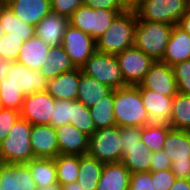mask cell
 I'll return each instance as SVG.
<instances>
[{"instance_id": "30bf717a", "label": "cell", "mask_w": 190, "mask_h": 190, "mask_svg": "<svg viewBox=\"0 0 190 190\" xmlns=\"http://www.w3.org/2000/svg\"><path fill=\"white\" fill-rule=\"evenodd\" d=\"M120 142L119 126L97 129L89 137L88 155L104 164L121 162L123 151Z\"/></svg>"}, {"instance_id": "f546056e", "label": "cell", "mask_w": 190, "mask_h": 190, "mask_svg": "<svg viewBox=\"0 0 190 190\" xmlns=\"http://www.w3.org/2000/svg\"><path fill=\"white\" fill-rule=\"evenodd\" d=\"M26 164L37 187H44L57 182V169L54 159L33 158Z\"/></svg>"}, {"instance_id": "6da1fadb", "label": "cell", "mask_w": 190, "mask_h": 190, "mask_svg": "<svg viewBox=\"0 0 190 190\" xmlns=\"http://www.w3.org/2000/svg\"><path fill=\"white\" fill-rule=\"evenodd\" d=\"M114 117L119 127H143L150 123L137 85L114 90Z\"/></svg>"}, {"instance_id": "d590c367", "label": "cell", "mask_w": 190, "mask_h": 190, "mask_svg": "<svg viewBox=\"0 0 190 190\" xmlns=\"http://www.w3.org/2000/svg\"><path fill=\"white\" fill-rule=\"evenodd\" d=\"M70 122H72V101L56 100L50 125L57 128Z\"/></svg>"}, {"instance_id": "2e32d148", "label": "cell", "mask_w": 190, "mask_h": 190, "mask_svg": "<svg viewBox=\"0 0 190 190\" xmlns=\"http://www.w3.org/2000/svg\"><path fill=\"white\" fill-rule=\"evenodd\" d=\"M26 163L0 162V190H36Z\"/></svg>"}, {"instance_id": "5bb4252c", "label": "cell", "mask_w": 190, "mask_h": 190, "mask_svg": "<svg viewBox=\"0 0 190 190\" xmlns=\"http://www.w3.org/2000/svg\"><path fill=\"white\" fill-rule=\"evenodd\" d=\"M56 100L47 92H34L24 98L20 117L32 125H50Z\"/></svg>"}, {"instance_id": "8992f818", "label": "cell", "mask_w": 190, "mask_h": 190, "mask_svg": "<svg viewBox=\"0 0 190 190\" xmlns=\"http://www.w3.org/2000/svg\"><path fill=\"white\" fill-rule=\"evenodd\" d=\"M123 9H93L80 6L69 17L70 25L89 34L96 42L111 26Z\"/></svg>"}, {"instance_id": "f35d334b", "label": "cell", "mask_w": 190, "mask_h": 190, "mask_svg": "<svg viewBox=\"0 0 190 190\" xmlns=\"http://www.w3.org/2000/svg\"><path fill=\"white\" fill-rule=\"evenodd\" d=\"M178 92L190 95V59L172 66Z\"/></svg>"}, {"instance_id": "8d00e7d4", "label": "cell", "mask_w": 190, "mask_h": 190, "mask_svg": "<svg viewBox=\"0 0 190 190\" xmlns=\"http://www.w3.org/2000/svg\"><path fill=\"white\" fill-rule=\"evenodd\" d=\"M25 96L13 86L0 87V102L2 108L21 111Z\"/></svg>"}, {"instance_id": "b9f144b4", "label": "cell", "mask_w": 190, "mask_h": 190, "mask_svg": "<svg viewBox=\"0 0 190 190\" xmlns=\"http://www.w3.org/2000/svg\"><path fill=\"white\" fill-rule=\"evenodd\" d=\"M51 12L70 17L72 13L83 5V0H50Z\"/></svg>"}, {"instance_id": "d6986e66", "label": "cell", "mask_w": 190, "mask_h": 190, "mask_svg": "<svg viewBox=\"0 0 190 190\" xmlns=\"http://www.w3.org/2000/svg\"><path fill=\"white\" fill-rule=\"evenodd\" d=\"M60 154L83 156L88 154L89 137L73 125L64 124L55 128Z\"/></svg>"}, {"instance_id": "44dd1931", "label": "cell", "mask_w": 190, "mask_h": 190, "mask_svg": "<svg viewBox=\"0 0 190 190\" xmlns=\"http://www.w3.org/2000/svg\"><path fill=\"white\" fill-rule=\"evenodd\" d=\"M190 59V35L178 25H174L160 62L169 66Z\"/></svg>"}, {"instance_id": "52a82bcc", "label": "cell", "mask_w": 190, "mask_h": 190, "mask_svg": "<svg viewBox=\"0 0 190 190\" xmlns=\"http://www.w3.org/2000/svg\"><path fill=\"white\" fill-rule=\"evenodd\" d=\"M81 71L83 74L107 85L112 90L128 86L124 82L118 59L114 54L95 51L81 66Z\"/></svg>"}, {"instance_id": "9a60e30c", "label": "cell", "mask_w": 190, "mask_h": 190, "mask_svg": "<svg viewBox=\"0 0 190 190\" xmlns=\"http://www.w3.org/2000/svg\"><path fill=\"white\" fill-rule=\"evenodd\" d=\"M140 89H150L165 97H174L178 93L173 68L160 61H155L137 85Z\"/></svg>"}, {"instance_id": "11a10c76", "label": "cell", "mask_w": 190, "mask_h": 190, "mask_svg": "<svg viewBox=\"0 0 190 190\" xmlns=\"http://www.w3.org/2000/svg\"><path fill=\"white\" fill-rule=\"evenodd\" d=\"M187 8L190 10V0H187Z\"/></svg>"}, {"instance_id": "9c48e42d", "label": "cell", "mask_w": 190, "mask_h": 190, "mask_svg": "<svg viewBox=\"0 0 190 190\" xmlns=\"http://www.w3.org/2000/svg\"><path fill=\"white\" fill-rule=\"evenodd\" d=\"M163 150L172 161L171 171L176 179L190 180V131L171 129Z\"/></svg>"}, {"instance_id": "db71d44e", "label": "cell", "mask_w": 190, "mask_h": 190, "mask_svg": "<svg viewBox=\"0 0 190 190\" xmlns=\"http://www.w3.org/2000/svg\"><path fill=\"white\" fill-rule=\"evenodd\" d=\"M10 0H0V5H5L9 2Z\"/></svg>"}, {"instance_id": "83f0119b", "label": "cell", "mask_w": 190, "mask_h": 190, "mask_svg": "<svg viewBox=\"0 0 190 190\" xmlns=\"http://www.w3.org/2000/svg\"><path fill=\"white\" fill-rule=\"evenodd\" d=\"M48 54L44 66L39 70L47 80L76 68L62 46L51 47Z\"/></svg>"}, {"instance_id": "7bdbcfd3", "label": "cell", "mask_w": 190, "mask_h": 190, "mask_svg": "<svg viewBox=\"0 0 190 190\" xmlns=\"http://www.w3.org/2000/svg\"><path fill=\"white\" fill-rule=\"evenodd\" d=\"M152 184V171L132 173L128 190H156Z\"/></svg>"}, {"instance_id": "cb8c5ba5", "label": "cell", "mask_w": 190, "mask_h": 190, "mask_svg": "<svg viewBox=\"0 0 190 190\" xmlns=\"http://www.w3.org/2000/svg\"><path fill=\"white\" fill-rule=\"evenodd\" d=\"M51 46L42 39L33 36L25 41L20 48L17 62L32 70H40L44 64Z\"/></svg>"}, {"instance_id": "c3c4849f", "label": "cell", "mask_w": 190, "mask_h": 190, "mask_svg": "<svg viewBox=\"0 0 190 190\" xmlns=\"http://www.w3.org/2000/svg\"><path fill=\"white\" fill-rule=\"evenodd\" d=\"M170 190H190V180L176 179Z\"/></svg>"}, {"instance_id": "603a6c76", "label": "cell", "mask_w": 190, "mask_h": 190, "mask_svg": "<svg viewBox=\"0 0 190 190\" xmlns=\"http://www.w3.org/2000/svg\"><path fill=\"white\" fill-rule=\"evenodd\" d=\"M5 5L19 19L34 27L51 12L50 0H10Z\"/></svg>"}, {"instance_id": "d6a6232c", "label": "cell", "mask_w": 190, "mask_h": 190, "mask_svg": "<svg viewBox=\"0 0 190 190\" xmlns=\"http://www.w3.org/2000/svg\"><path fill=\"white\" fill-rule=\"evenodd\" d=\"M57 169V182L62 186L74 183L79 177V156L59 154L54 158Z\"/></svg>"}, {"instance_id": "3957f363", "label": "cell", "mask_w": 190, "mask_h": 190, "mask_svg": "<svg viewBox=\"0 0 190 190\" xmlns=\"http://www.w3.org/2000/svg\"><path fill=\"white\" fill-rule=\"evenodd\" d=\"M142 127H120L121 163L130 173L150 172L153 152L141 139Z\"/></svg>"}, {"instance_id": "681fc988", "label": "cell", "mask_w": 190, "mask_h": 190, "mask_svg": "<svg viewBox=\"0 0 190 190\" xmlns=\"http://www.w3.org/2000/svg\"><path fill=\"white\" fill-rule=\"evenodd\" d=\"M178 26L190 35V10L180 19Z\"/></svg>"}, {"instance_id": "ee69618b", "label": "cell", "mask_w": 190, "mask_h": 190, "mask_svg": "<svg viewBox=\"0 0 190 190\" xmlns=\"http://www.w3.org/2000/svg\"><path fill=\"white\" fill-rule=\"evenodd\" d=\"M151 171H161L171 169L172 161L168 154L164 151L153 152Z\"/></svg>"}, {"instance_id": "8fae6325", "label": "cell", "mask_w": 190, "mask_h": 190, "mask_svg": "<svg viewBox=\"0 0 190 190\" xmlns=\"http://www.w3.org/2000/svg\"><path fill=\"white\" fill-rule=\"evenodd\" d=\"M120 71L127 85H138L155 62L142 50L132 46L123 52L117 53Z\"/></svg>"}, {"instance_id": "816d5d0a", "label": "cell", "mask_w": 190, "mask_h": 190, "mask_svg": "<svg viewBox=\"0 0 190 190\" xmlns=\"http://www.w3.org/2000/svg\"><path fill=\"white\" fill-rule=\"evenodd\" d=\"M36 190H62V186L58 182H55L48 186L37 187Z\"/></svg>"}, {"instance_id": "7a4b0ae2", "label": "cell", "mask_w": 190, "mask_h": 190, "mask_svg": "<svg viewBox=\"0 0 190 190\" xmlns=\"http://www.w3.org/2000/svg\"><path fill=\"white\" fill-rule=\"evenodd\" d=\"M137 15L133 11L120 13L105 33L96 41V51L107 54L123 52L134 46Z\"/></svg>"}, {"instance_id": "ab89813d", "label": "cell", "mask_w": 190, "mask_h": 190, "mask_svg": "<svg viewBox=\"0 0 190 190\" xmlns=\"http://www.w3.org/2000/svg\"><path fill=\"white\" fill-rule=\"evenodd\" d=\"M20 118V112L14 109L0 110V143L7 137L14 123Z\"/></svg>"}, {"instance_id": "f6af8a7d", "label": "cell", "mask_w": 190, "mask_h": 190, "mask_svg": "<svg viewBox=\"0 0 190 190\" xmlns=\"http://www.w3.org/2000/svg\"><path fill=\"white\" fill-rule=\"evenodd\" d=\"M83 5L93 9H122L117 0H83Z\"/></svg>"}, {"instance_id": "f5cc1de1", "label": "cell", "mask_w": 190, "mask_h": 190, "mask_svg": "<svg viewBox=\"0 0 190 190\" xmlns=\"http://www.w3.org/2000/svg\"><path fill=\"white\" fill-rule=\"evenodd\" d=\"M5 34L4 28L2 27L0 23V38Z\"/></svg>"}, {"instance_id": "f907efd6", "label": "cell", "mask_w": 190, "mask_h": 190, "mask_svg": "<svg viewBox=\"0 0 190 190\" xmlns=\"http://www.w3.org/2000/svg\"><path fill=\"white\" fill-rule=\"evenodd\" d=\"M62 190H83V188L76 181L74 183H67L65 185H62Z\"/></svg>"}, {"instance_id": "1f68e13d", "label": "cell", "mask_w": 190, "mask_h": 190, "mask_svg": "<svg viewBox=\"0 0 190 190\" xmlns=\"http://www.w3.org/2000/svg\"><path fill=\"white\" fill-rule=\"evenodd\" d=\"M169 125L175 130L190 131V95L178 92L173 97Z\"/></svg>"}, {"instance_id": "f1b7e54d", "label": "cell", "mask_w": 190, "mask_h": 190, "mask_svg": "<svg viewBox=\"0 0 190 190\" xmlns=\"http://www.w3.org/2000/svg\"><path fill=\"white\" fill-rule=\"evenodd\" d=\"M103 166V162L90 157L88 154L79 156V177L77 182L83 190H96Z\"/></svg>"}, {"instance_id": "836d02e7", "label": "cell", "mask_w": 190, "mask_h": 190, "mask_svg": "<svg viewBox=\"0 0 190 190\" xmlns=\"http://www.w3.org/2000/svg\"><path fill=\"white\" fill-rule=\"evenodd\" d=\"M171 126L166 123H149L142 127L141 141L152 152L163 150L167 133L171 130Z\"/></svg>"}, {"instance_id": "ac0fdd59", "label": "cell", "mask_w": 190, "mask_h": 190, "mask_svg": "<svg viewBox=\"0 0 190 190\" xmlns=\"http://www.w3.org/2000/svg\"><path fill=\"white\" fill-rule=\"evenodd\" d=\"M81 74V68L76 67L73 70L56 76L55 78H50L47 80L46 91L55 100L76 101Z\"/></svg>"}, {"instance_id": "e0dca14e", "label": "cell", "mask_w": 190, "mask_h": 190, "mask_svg": "<svg viewBox=\"0 0 190 190\" xmlns=\"http://www.w3.org/2000/svg\"><path fill=\"white\" fill-rule=\"evenodd\" d=\"M30 143L34 158L54 159L60 154L56 131L51 125H32Z\"/></svg>"}, {"instance_id": "277c9868", "label": "cell", "mask_w": 190, "mask_h": 190, "mask_svg": "<svg viewBox=\"0 0 190 190\" xmlns=\"http://www.w3.org/2000/svg\"><path fill=\"white\" fill-rule=\"evenodd\" d=\"M174 25L142 21L137 18L134 30V46L160 61L164 55Z\"/></svg>"}, {"instance_id": "7c38bea8", "label": "cell", "mask_w": 190, "mask_h": 190, "mask_svg": "<svg viewBox=\"0 0 190 190\" xmlns=\"http://www.w3.org/2000/svg\"><path fill=\"white\" fill-rule=\"evenodd\" d=\"M13 86L24 95L47 90V79L39 70H32L14 61L7 78L0 82V87Z\"/></svg>"}, {"instance_id": "ffe728a7", "label": "cell", "mask_w": 190, "mask_h": 190, "mask_svg": "<svg viewBox=\"0 0 190 190\" xmlns=\"http://www.w3.org/2000/svg\"><path fill=\"white\" fill-rule=\"evenodd\" d=\"M69 25V17L50 12L35 26V36L51 47L61 46Z\"/></svg>"}, {"instance_id": "bcb514c9", "label": "cell", "mask_w": 190, "mask_h": 190, "mask_svg": "<svg viewBox=\"0 0 190 190\" xmlns=\"http://www.w3.org/2000/svg\"><path fill=\"white\" fill-rule=\"evenodd\" d=\"M117 2L124 11L135 12L141 3V0H117Z\"/></svg>"}, {"instance_id": "4fadbf2b", "label": "cell", "mask_w": 190, "mask_h": 190, "mask_svg": "<svg viewBox=\"0 0 190 190\" xmlns=\"http://www.w3.org/2000/svg\"><path fill=\"white\" fill-rule=\"evenodd\" d=\"M61 46L75 67L81 66L96 51V42L89 34L69 25L63 35Z\"/></svg>"}, {"instance_id": "5b68a950", "label": "cell", "mask_w": 190, "mask_h": 190, "mask_svg": "<svg viewBox=\"0 0 190 190\" xmlns=\"http://www.w3.org/2000/svg\"><path fill=\"white\" fill-rule=\"evenodd\" d=\"M32 124L19 118L7 137L0 143V162L28 163L34 158L31 148Z\"/></svg>"}, {"instance_id": "484cf974", "label": "cell", "mask_w": 190, "mask_h": 190, "mask_svg": "<svg viewBox=\"0 0 190 190\" xmlns=\"http://www.w3.org/2000/svg\"><path fill=\"white\" fill-rule=\"evenodd\" d=\"M0 23L5 34L25 42L35 36V27L19 19L7 5H0Z\"/></svg>"}, {"instance_id": "4316f807", "label": "cell", "mask_w": 190, "mask_h": 190, "mask_svg": "<svg viewBox=\"0 0 190 190\" xmlns=\"http://www.w3.org/2000/svg\"><path fill=\"white\" fill-rule=\"evenodd\" d=\"M111 90L107 85L82 73L78 85L77 101L90 108L97 104Z\"/></svg>"}, {"instance_id": "60d3db41", "label": "cell", "mask_w": 190, "mask_h": 190, "mask_svg": "<svg viewBox=\"0 0 190 190\" xmlns=\"http://www.w3.org/2000/svg\"><path fill=\"white\" fill-rule=\"evenodd\" d=\"M176 180L171 169L152 171V184L156 190H170Z\"/></svg>"}, {"instance_id": "74e56055", "label": "cell", "mask_w": 190, "mask_h": 190, "mask_svg": "<svg viewBox=\"0 0 190 190\" xmlns=\"http://www.w3.org/2000/svg\"><path fill=\"white\" fill-rule=\"evenodd\" d=\"M23 43L20 38L4 34L0 38V59L16 61Z\"/></svg>"}, {"instance_id": "7402d4cb", "label": "cell", "mask_w": 190, "mask_h": 190, "mask_svg": "<svg viewBox=\"0 0 190 190\" xmlns=\"http://www.w3.org/2000/svg\"><path fill=\"white\" fill-rule=\"evenodd\" d=\"M142 103L149 115L150 123L169 124L173 97H165L150 89H140Z\"/></svg>"}, {"instance_id": "ba28073f", "label": "cell", "mask_w": 190, "mask_h": 190, "mask_svg": "<svg viewBox=\"0 0 190 190\" xmlns=\"http://www.w3.org/2000/svg\"><path fill=\"white\" fill-rule=\"evenodd\" d=\"M187 10V0H141L135 13L142 21L178 25Z\"/></svg>"}, {"instance_id": "4dcf8cb0", "label": "cell", "mask_w": 190, "mask_h": 190, "mask_svg": "<svg viewBox=\"0 0 190 190\" xmlns=\"http://www.w3.org/2000/svg\"><path fill=\"white\" fill-rule=\"evenodd\" d=\"M89 109L96 130L116 126L114 117V90H111L97 104Z\"/></svg>"}, {"instance_id": "d4e9b609", "label": "cell", "mask_w": 190, "mask_h": 190, "mask_svg": "<svg viewBox=\"0 0 190 190\" xmlns=\"http://www.w3.org/2000/svg\"><path fill=\"white\" fill-rule=\"evenodd\" d=\"M130 171L121 163H105L96 190H128Z\"/></svg>"}, {"instance_id": "e575fe53", "label": "cell", "mask_w": 190, "mask_h": 190, "mask_svg": "<svg viewBox=\"0 0 190 190\" xmlns=\"http://www.w3.org/2000/svg\"><path fill=\"white\" fill-rule=\"evenodd\" d=\"M70 124L88 137L96 131L90 109L77 100L72 101V122Z\"/></svg>"}, {"instance_id": "7dc6e473", "label": "cell", "mask_w": 190, "mask_h": 190, "mask_svg": "<svg viewBox=\"0 0 190 190\" xmlns=\"http://www.w3.org/2000/svg\"><path fill=\"white\" fill-rule=\"evenodd\" d=\"M14 61L0 59V82H2L8 76V72Z\"/></svg>"}]
</instances>
